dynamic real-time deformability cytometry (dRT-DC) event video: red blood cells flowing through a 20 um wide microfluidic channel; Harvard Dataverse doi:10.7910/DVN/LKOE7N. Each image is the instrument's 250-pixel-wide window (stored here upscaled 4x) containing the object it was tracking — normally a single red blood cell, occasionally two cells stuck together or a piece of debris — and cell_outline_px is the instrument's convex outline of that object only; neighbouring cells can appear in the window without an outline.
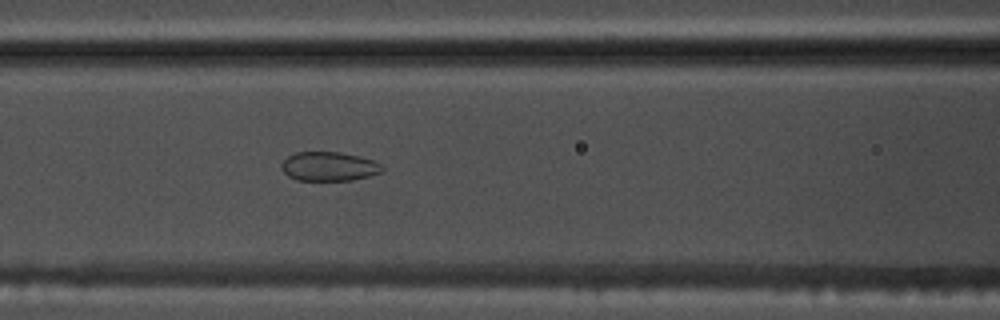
{"species": "common noctule bat (a hibernating species)", "species_latin": "Nyctalus noctula", "temperature_condition": "warm", "stored_images_in_passage": 51, "camera_frame_rate_fps": 3000, "um_per_image_px": 0.085, "animal": {"sex": "male", "body_mass_g": 17.5, "forearm_length_mm": 52.3}, "frame": {"image": 1, "passage_image": 20, "time_ms": 6.333, "image_size_px": [1000, 320], "cell_outline_px": [[384, 168], [380, 172], [368, 176], [352, 180], [296, 180], [288, 176], [284, 172], [280, 164], [288, 156], [296, 152], [340, 152], [360, 156], [372, 160], [380, 164]], "centroid_in_image_um": [27.94, 14.14], "position_along_channel_um": 138.7, "area_um2": 16.99}}
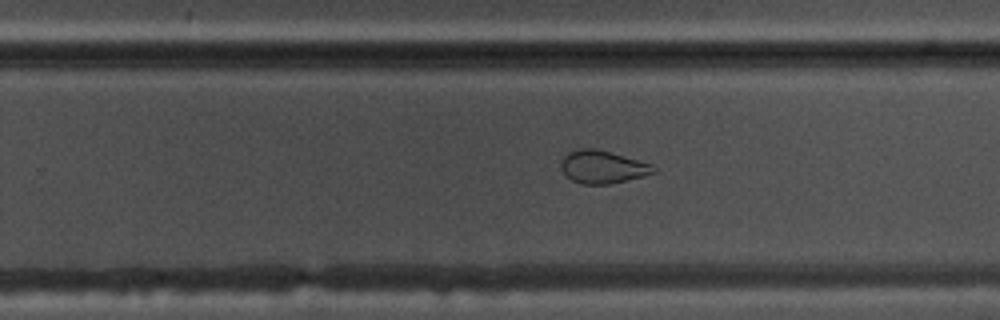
{"frame": {"image": 2, "passage_image": 31, "time_ms": 10.0, "image_size_px": [1000, 320], "cell_outline_px": [[656, 172], [644, 176], [608, 184], [580, 184], [564, 176], [560, 168], [560, 160], [568, 152], [580, 148], [596, 148], [652, 164], [656, 168]], "centroid_in_image_um": [51.17, 14.19], "position_along_channel_um": 278.6, "area_um2": 17.86}}
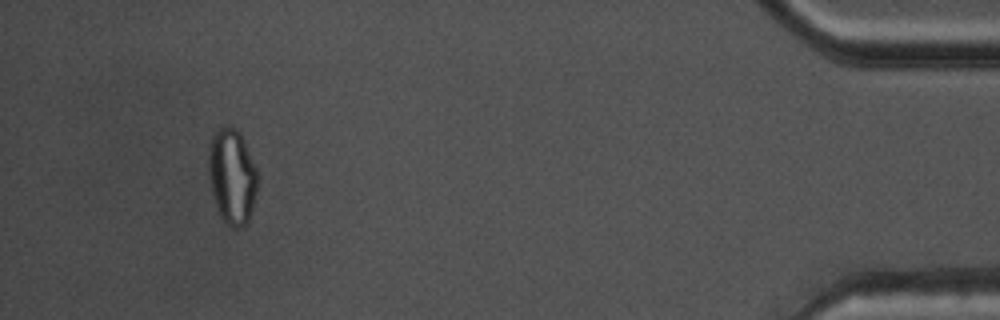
{"frame": {"image": 3, "passage_image": 47, "time_ms": 15.333, "image_size_px": [1000, 320], "cell_outline_px": [[256, 192], [252, 208], [248, 220], [240, 228], [232, 228], [220, 216], [212, 192], [208, 168], [208, 148], [212, 132], [224, 124], [236, 128], [240, 132], [244, 140], [256, 168]], "centroid_in_image_um": [19.69, 14.92], "position_along_channel_um": 415.5, "area_um2": 27.22}}